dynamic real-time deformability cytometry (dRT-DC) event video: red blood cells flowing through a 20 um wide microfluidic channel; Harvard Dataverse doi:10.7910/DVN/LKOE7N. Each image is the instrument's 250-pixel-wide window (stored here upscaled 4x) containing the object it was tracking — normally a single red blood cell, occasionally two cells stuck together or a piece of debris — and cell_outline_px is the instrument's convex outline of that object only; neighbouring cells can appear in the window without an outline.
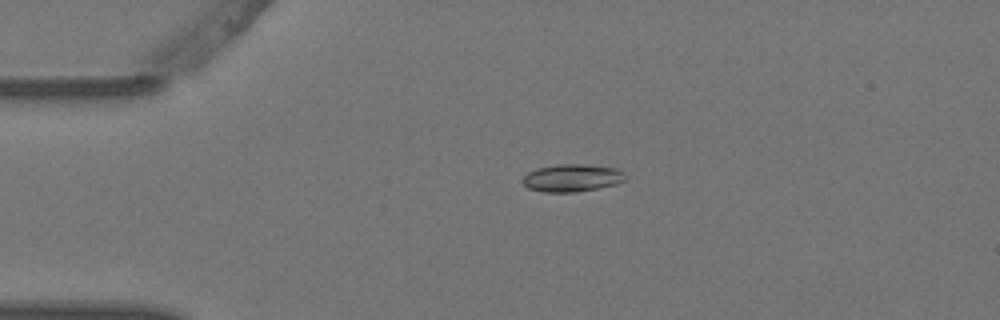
{"species": "Egyptian fruit bat (a non-hibernating species)", "species_latin": "Rousettus aegyptiacus", "temperature_condition": "warm", "stored_images_in_passage": 2, "camera_frame_rate_fps": 3000, "um_per_image_px": 0.085, "animal": {"sex": "female"}, "frame": {"image": 1, "passage_image": 1, "time_ms": 0.0, "image_size_px": [1000, 320], "cell_outline_px": [[628, 180], [616, 184], [576, 192], [540, 192], [528, 188], [520, 180], [528, 172], [536, 168], [556, 164], [580, 164], [616, 168], [624, 172], [628, 176]], "centroid_in_image_um": [48.63, 15.12], "position_along_channel_um": 36.4, "area_um2": 16.7}}